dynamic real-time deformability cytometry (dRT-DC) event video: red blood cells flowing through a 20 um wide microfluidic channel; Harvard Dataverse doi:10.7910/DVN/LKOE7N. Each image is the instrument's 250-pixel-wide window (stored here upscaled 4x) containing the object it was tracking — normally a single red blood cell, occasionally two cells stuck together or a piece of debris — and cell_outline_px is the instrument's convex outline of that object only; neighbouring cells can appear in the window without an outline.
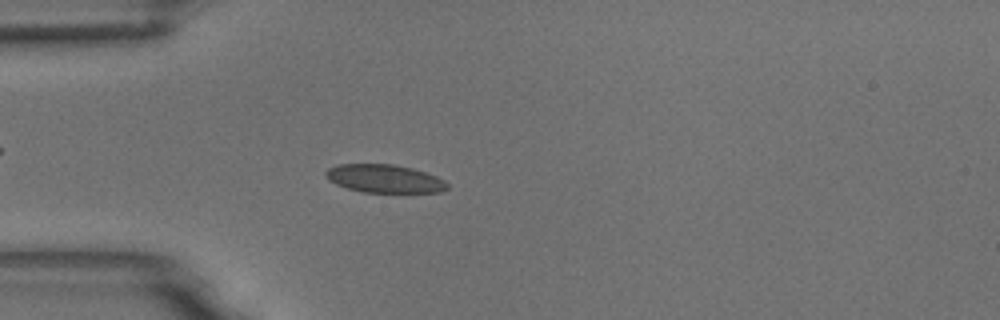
{"species": "common noctule bat (a hibernating species)", "species_latin": "Nyctalus noctula", "temperature_condition": "room temperature", "stored_images_in_passage": 4, "camera_frame_rate_fps": 3000, "um_per_image_px": 0.085, "animal": {"sex": "male", "body_mass_g": 18.8}, "frame": {"image": 1, "passage_image": 4, "time_ms": 1.0, "image_size_px": [1000, 320], "cell_outline_px": [[448, 188], [440, 192], [364, 192], [348, 188], [336, 184], [328, 180], [324, 176], [324, 172], [328, 168], [336, 164], [392, 164], [412, 168], [436, 176], [444, 180], [448, 184]], "centroid_in_image_um": [32.64, 15.18], "position_along_channel_um": 52.4, "area_um2": 19.94}}